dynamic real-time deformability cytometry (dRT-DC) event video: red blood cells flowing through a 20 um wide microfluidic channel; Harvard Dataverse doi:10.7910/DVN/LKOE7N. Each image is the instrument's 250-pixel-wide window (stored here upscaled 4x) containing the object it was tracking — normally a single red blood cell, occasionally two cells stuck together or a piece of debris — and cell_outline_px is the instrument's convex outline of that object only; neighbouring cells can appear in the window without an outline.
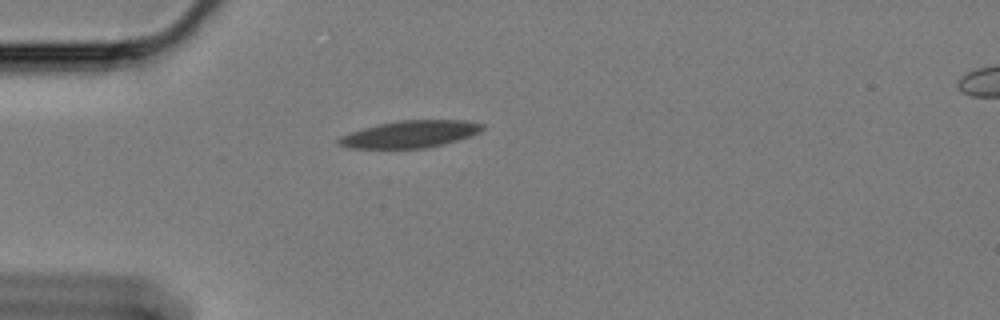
{"species": "Egyptian fruit bat (a non-hibernating species)", "species_latin": "Rousettus aegyptiacus", "temperature_condition": "cold", "stored_images_in_passage": 44, "camera_frame_rate_fps": 3000, "um_per_image_px": 0.085, "animal": {"sex": "female"}, "frame": {"image": 1, "passage_image": 1, "time_ms": 0.0, "image_size_px": [1000, 320], "cell_outline_px": [[484, 128], [480, 132], [444, 144], [428, 148], [348, 148], [336, 144], [336, 140], [340, 136], [376, 124], [400, 120], [468, 120], [484, 124]], "centroid_in_image_um": [34.84, 11.4], "position_along_channel_um": 50.2, "area_um2": 22.72}}
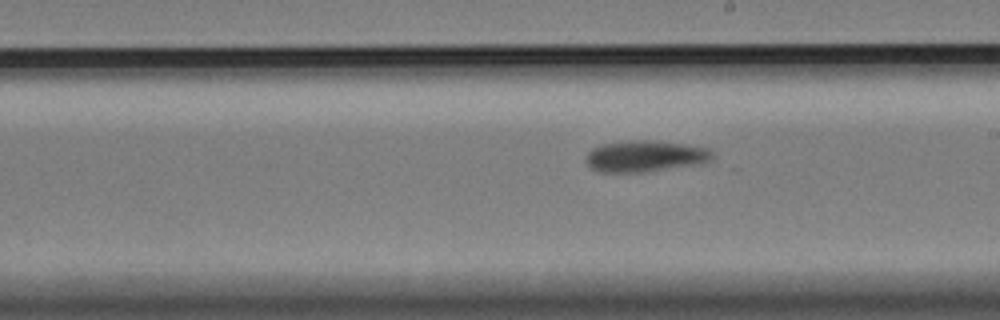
{"frame": {"image": 2, "passage_image": 19, "time_ms": 6.0, "image_size_px": [1000, 320], "cell_outline_px": [[712, 156], [708, 160], [692, 164], [640, 172], [600, 172], [592, 168], [588, 164], [588, 152], [592, 148], [604, 144], [636, 140], [656, 140], [684, 144], [708, 148], [712, 152]], "centroid_in_image_um": [54.8, 13.26], "position_along_channel_um": 234.2, "area_um2": 22.31}}
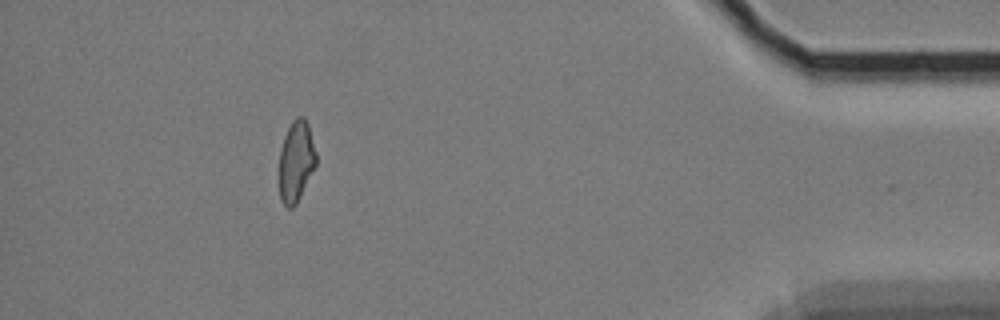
{"frame": {"image": 3, "passage_image": 44, "time_ms": 14.333, "image_size_px": [1000, 320], "cell_outline_px": [[316, 164], [296, 204], [292, 208], [288, 208], [280, 200], [280, 148], [284, 136], [292, 120], [296, 116], [304, 116], [308, 124], [316, 152]], "centroid_in_image_um": [25.16, 13.68], "position_along_channel_um": 410.0, "area_um2": 17.28}, "authors_computed_cell_mechanics": {"area_um2": 23.0044, "velocity_mm_per_s": 3.2844, "shape_relaxation_time_tau1_ms": null, "shape_relaxation_time_tau2_ms": 3.0534, "deformation_change_tau1": null, "deformation_change_tau2": 0.0588}}